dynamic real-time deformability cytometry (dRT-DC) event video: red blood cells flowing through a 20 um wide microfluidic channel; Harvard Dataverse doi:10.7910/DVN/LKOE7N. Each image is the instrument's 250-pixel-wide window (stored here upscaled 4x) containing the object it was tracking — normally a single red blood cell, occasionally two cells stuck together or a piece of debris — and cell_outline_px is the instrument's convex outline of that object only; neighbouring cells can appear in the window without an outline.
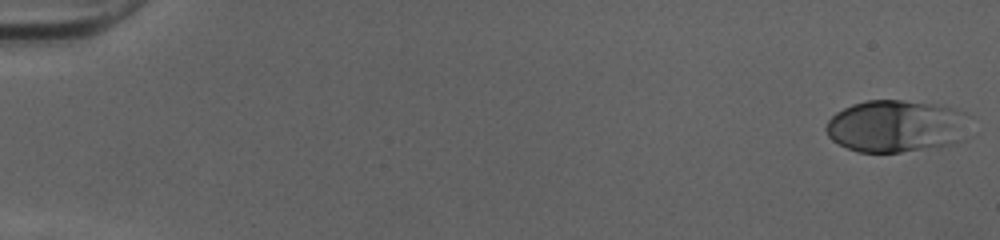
{"species": "human", "species_latin": "Homo sapiens", "temperature_condition": "cold", "stored_images_in_passage": 51, "camera_frame_rate_fps": 3000, "um_per_image_px": 0.085, "donor": {"sex": "female"}, "frame": {"image": 1, "passage_image": 1, "time_ms": 0.0, "image_size_px": [1000, 240], "cell_outline_px": [[964, 140], [952, 144], [900, 152], [860, 152], [848, 148], [832, 140], [828, 136], [824, 128], [828, 120], [836, 112], [852, 104], [868, 100], [904, 100], [956, 108], [964, 112]], "centroid_in_image_um": [76.11, 10.72], "position_along_channel_um": 8.9, "area_um2": 43.29}}
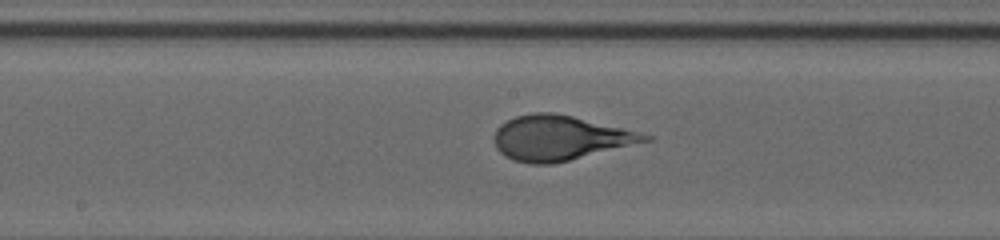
{"frame": {"image": 2, "passage_image": 28, "time_ms": 9.0, "image_size_px": [1000, 240], "cell_outline_px": [[656, 140], [552, 164], [532, 164], [512, 160], [504, 156], [496, 148], [492, 140], [492, 136], [496, 128], [500, 124], [516, 116], [532, 112], [556, 112], [656, 136]], "centroid_in_image_um": [47.6, 11.73], "position_along_channel_um": 200.6, "area_um2": 39.88}}
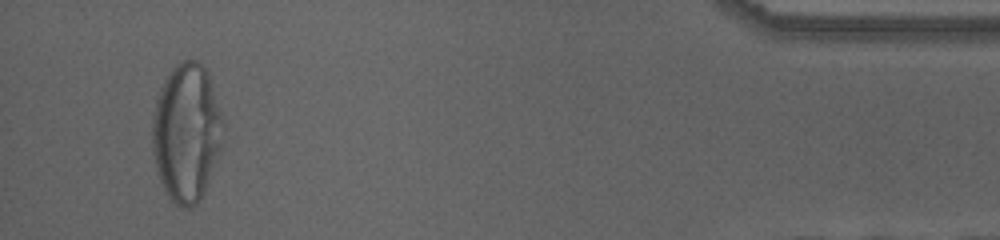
{"frame": {"image": 3, "passage_image": 49, "time_ms": 16.0, "image_size_px": [1000, 240], "cell_outline_px": [[224, 124], [220, 148], [204, 192], [200, 200], [192, 208], [184, 208], [176, 204], [168, 196], [156, 172], [152, 152], [152, 120], [156, 96], [164, 80], [172, 68], [176, 64], [188, 56], [204, 64], [208, 72], [224, 116]], "centroid_in_image_um": [15.85, 11.21], "position_along_channel_um": 419.4, "area_um2": 57.8}, "authors_computed_cell_mechanics": {"area_um2": 39.7664, "velocity_mm_per_s": 4.0335, "shape_relaxation_time_tau1_ms": 4.1869, "shape_relaxation_time_tau2_ms": null, "deformation_change_tau1": 0.1995, "deformation_change_tau2": null}}